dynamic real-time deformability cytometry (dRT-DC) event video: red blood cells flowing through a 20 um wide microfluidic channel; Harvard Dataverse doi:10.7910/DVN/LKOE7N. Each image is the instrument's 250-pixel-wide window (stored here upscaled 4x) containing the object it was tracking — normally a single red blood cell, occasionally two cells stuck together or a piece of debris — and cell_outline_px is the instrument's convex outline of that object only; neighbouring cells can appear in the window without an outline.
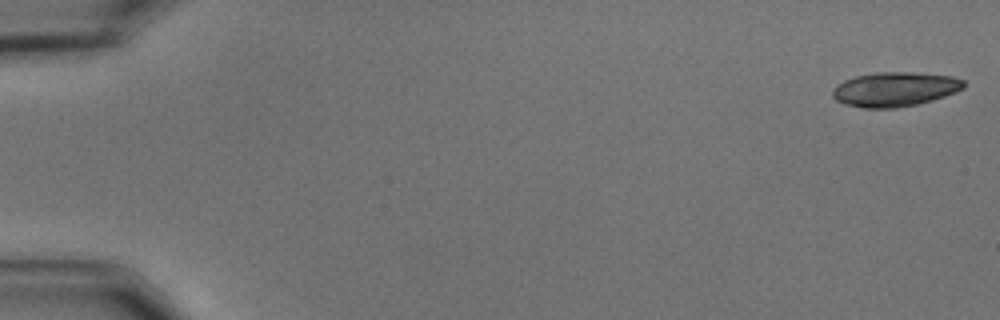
{"species": "common noctule bat (a hibernating species)", "species_latin": "Nyctalus noctula", "temperature_condition": "cold", "stored_images_in_passage": 14, "camera_frame_rate_fps": 3000, "um_per_image_px": 0.085, "animal": {"sex": "male", "body_mass_g": 15.6}, "frame": {"image": 1, "passage_image": 1, "time_ms": 0.0, "image_size_px": [1000, 320], "cell_outline_px": [[968, 84], [964, 88], [944, 96], [932, 100], [916, 104], [896, 108], [864, 108], [844, 104], [836, 100], [832, 96], [832, 92], [836, 84], [844, 80], [856, 76], [876, 72], [912, 72], [952, 76], [964, 80]], "centroid_in_image_um": [76.06, 7.58], "position_along_channel_um": 8.9, "area_um2": 26.41}}